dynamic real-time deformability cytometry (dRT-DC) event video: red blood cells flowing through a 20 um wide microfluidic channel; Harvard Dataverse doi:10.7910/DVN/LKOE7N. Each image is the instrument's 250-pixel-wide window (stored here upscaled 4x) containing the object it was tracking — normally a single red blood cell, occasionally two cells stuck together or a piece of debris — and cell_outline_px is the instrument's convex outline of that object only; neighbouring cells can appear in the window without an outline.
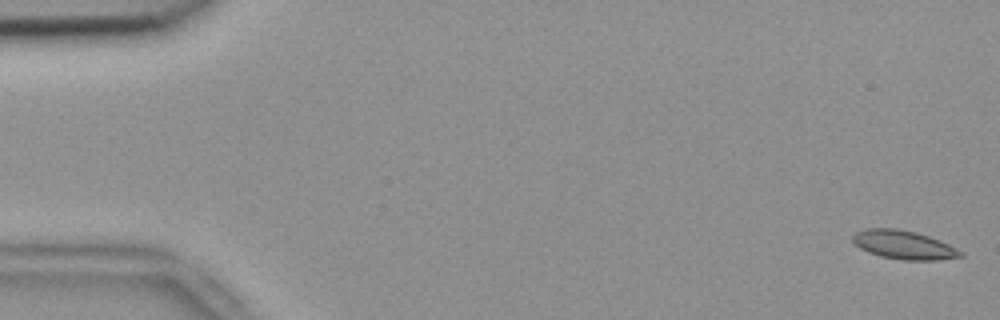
{"species": "common noctule bat (a hibernating species)", "species_latin": "Nyctalus noctula", "temperature_condition": "room temperature", "stored_images_in_passage": 54, "camera_frame_rate_fps": 3000, "um_per_image_px": 0.085, "animal": {"sex": "female", "body_mass_g": 18.4}, "frame": {"image": 1, "passage_image": 1, "time_ms": 0.0, "image_size_px": [1000, 320], "cell_outline_px": [[964, 256], [936, 260], [904, 260], [880, 256], [868, 252], [860, 248], [852, 240], [852, 236], [856, 232], [864, 228], [896, 228], [916, 232], [940, 240], [964, 252]], "centroid_in_image_um": [76.82, 20.81], "position_along_channel_um": 8.2, "area_um2": 18.03}}
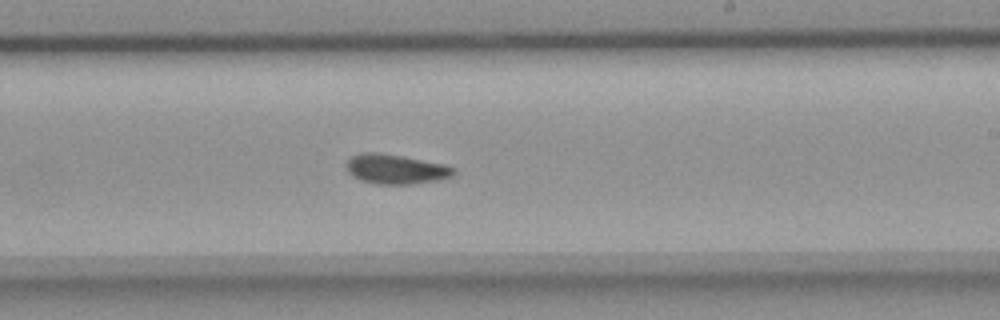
{"frame": {"image": 2, "passage_image": 32, "time_ms": 10.333, "image_size_px": [1000, 320], "cell_outline_px": [[456, 172], [452, 176], [436, 180], [412, 184], [376, 184], [360, 180], [352, 176], [348, 172], [348, 160], [352, 156], [360, 152], [380, 152], [444, 164], [456, 168]], "centroid_in_image_um": [33.64, 14.37], "position_along_channel_um": 255.4, "area_um2": 18.5}}
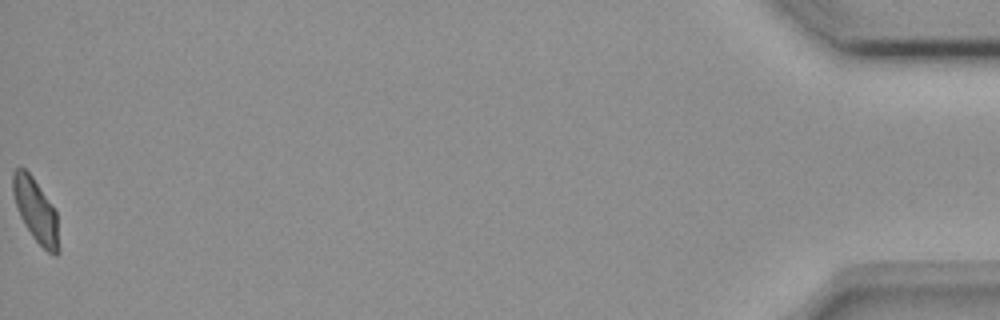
{"frame": {"image": 3, "passage_image": 54, "time_ms": 17.667, "image_size_px": [1000, 320], "cell_outline_px": [[60, 252], [56, 256], [48, 252], [32, 236], [24, 224], [20, 216], [12, 192], [12, 172], [16, 168], [24, 168], [32, 176], [56, 212], [60, 248]], "centroid_in_image_um": [3.04, 17.92], "position_along_channel_um": 432.2, "area_um2": 16.82}, "authors_computed_cell_mechanics": {"area_um2": 17.9758, "velocity_mm_per_s": 3.7634, "shape_relaxation_time_tau1_ms": null, "shape_relaxation_time_tau2_ms": 2.2295, "deformation_change_tau1": null, "deformation_change_tau2": 0.067}}